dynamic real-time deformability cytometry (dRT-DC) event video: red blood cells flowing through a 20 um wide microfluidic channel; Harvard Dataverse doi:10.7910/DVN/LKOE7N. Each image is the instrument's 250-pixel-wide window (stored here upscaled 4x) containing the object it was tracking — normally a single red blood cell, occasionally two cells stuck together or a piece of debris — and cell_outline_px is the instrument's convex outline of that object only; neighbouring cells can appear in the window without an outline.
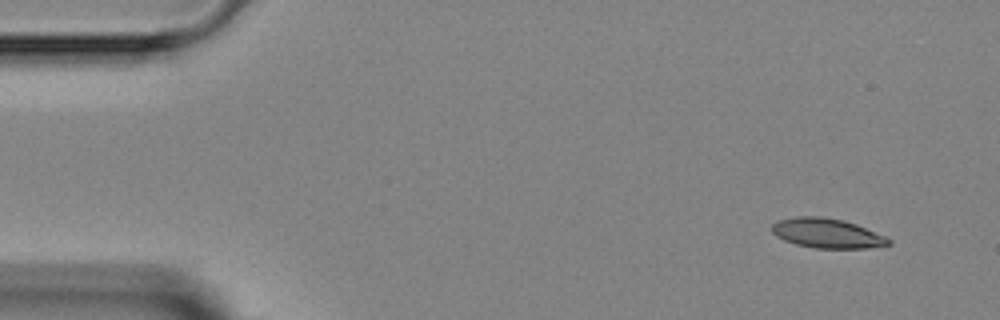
{"species": "Egyptian fruit bat (a non-hibernating species)", "species_latin": "Rousettus aegyptiacus", "temperature_condition": "room temperature", "stored_images_in_passage": 3, "camera_frame_rate_fps": 3000, "um_per_image_px": 0.085, "animal": {"sex": "female"}, "frame": {"image": 1, "passage_image": 1, "time_ms": 0.0, "image_size_px": [1000, 320], "cell_outline_px": [[892, 244], [868, 248], [816, 248], [796, 244], [784, 240], [776, 236], [772, 232], [772, 224], [776, 220], [796, 216], [824, 216], [844, 220], [856, 224], [884, 236], [892, 240]], "centroid_in_image_um": [70.28, 19.81], "position_along_channel_um": 14.7, "area_um2": 20.23}}
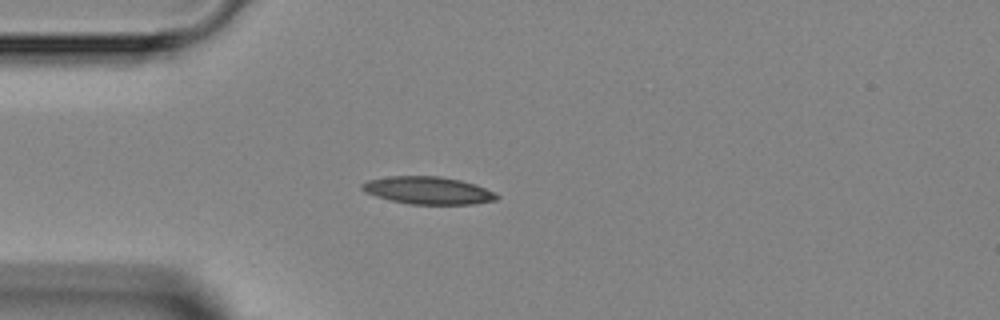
{"frame": {"image": 2, "passage_image": 3, "time_ms": 3.0, "image_size_px": [1000, 320], "cell_outline_px": [[500, 196], [496, 200], [472, 204], [408, 204], [376, 196], [364, 192], [360, 188], [360, 184], [368, 180], [388, 176], [440, 176], [460, 180], [476, 184]], "centroid_in_image_um": [36.35, 16.18], "position_along_channel_um": 48.7, "area_um2": 21.56}}